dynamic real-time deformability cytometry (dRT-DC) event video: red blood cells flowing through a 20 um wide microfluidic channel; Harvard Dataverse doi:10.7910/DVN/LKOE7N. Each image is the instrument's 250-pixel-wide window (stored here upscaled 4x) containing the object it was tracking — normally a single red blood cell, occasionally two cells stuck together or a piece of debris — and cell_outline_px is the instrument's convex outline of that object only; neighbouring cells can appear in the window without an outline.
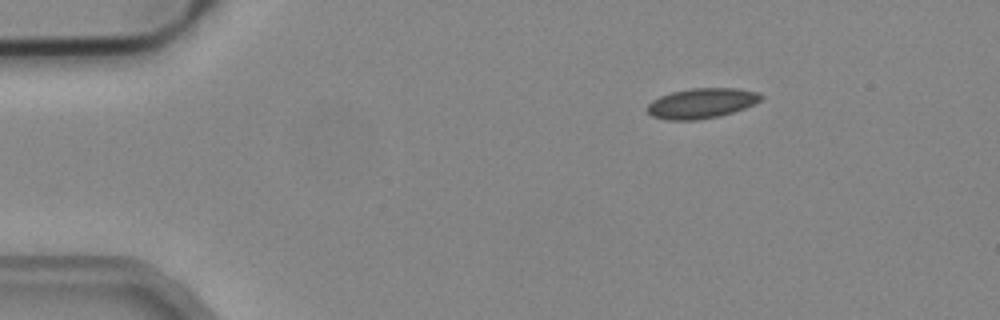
{"species": "common noctule bat (a hibernating species)", "species_latin": "Nyctalus noctula", "temperature_condition": "cold", "stored_images_in_passage": 4, "camera_frame_rate_fps": 3000, "um_per_image_px": 0.085, "animal": {"sex": "male", "body_mass_g": 19.2, "forearm_length_mm": 51.8}, "frame": {"image": 1, "passage_image": 1, "time_ms": 0.0, "image_size_px": [1000, 320], "cell_outline_px": [[764, 96], [760, 100], [744, 108], [720, 116], [696, 120], [664, 120], [652, 116], [644, 108], [652, 100], [660, 96], [672, 92], [692, 88], [736, 88], [760, 92]], "centroid_in_image_um": [59.6, 8.78], "position_along_channel_um": 25.4, "area_um2": 20.06}}
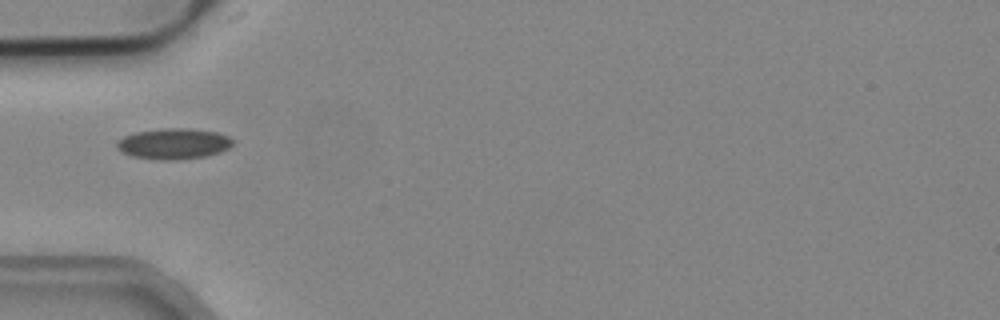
{"frame": {"image": 2, "passage_image": 3, "time_ms": 0.667, "image_size_px": [1000, 320], "cell_outline_px": [[232, 144], [228, 148], [220, 152], [204, 156], [176, 160], [160, 160], [132, 156], [116, 148], [116, 140], [124, 136], [136, 132], [160, 128], [188, 128], [216, 132], [228, 136], [232, 140]], "centroid_in_image_um": [14.72, 12.21], "position_along_channel_um": 70.3, "area_um2": 20.75}}